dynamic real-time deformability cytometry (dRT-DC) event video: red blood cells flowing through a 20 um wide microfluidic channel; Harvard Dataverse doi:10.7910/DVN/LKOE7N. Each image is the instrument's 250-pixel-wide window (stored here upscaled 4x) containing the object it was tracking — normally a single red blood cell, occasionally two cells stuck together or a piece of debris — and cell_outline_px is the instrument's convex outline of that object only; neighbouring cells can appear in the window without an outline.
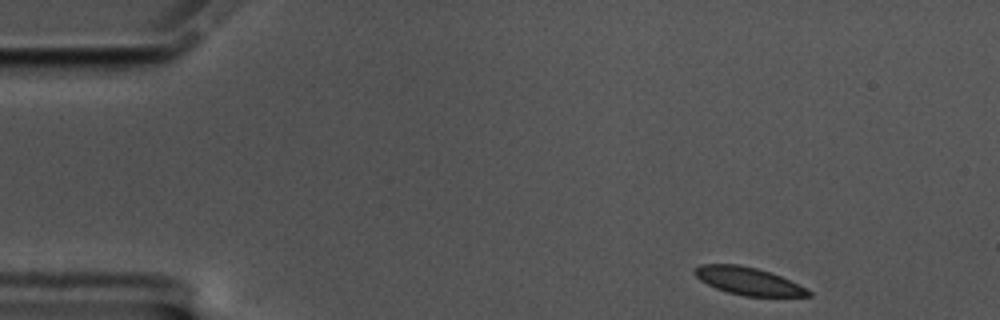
{"species": "common noctule bat (a hibernating species)", "species_latin": "Nyctalus noctula", "temperature_condition": "cold", "stored_images_in_passage": 54, "camera_frame_rate_fps": 3000, "um_per_image_px": 0.085, "animal": {"sex": "male", "body_mass_g": 17.5, "forearm_length_mm": 52.3}, "frame": {"image": 1, "passage_image": 1, "time_ms": 0.0, "image_size_px": [1000, 320], "cell_outline_px": [[812, 296], [744, 296], [728, 292], [716, 288], [700, 280], [692, 272], [692, 268], [700, 264], [740, 264], [756, 268], [780, 276], [812, 292]], "centroid_in_image_um": [63.53, 23.88], "position_along_channel_um": 21.5, "area_um2": 18.09}}
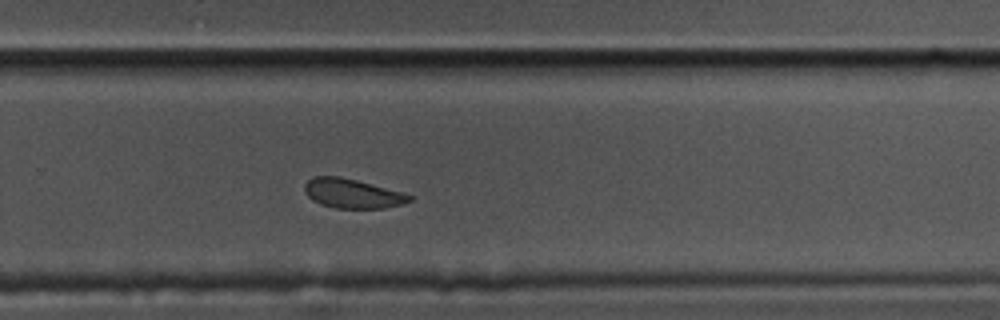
{"frame": {"image": 2, "passage_image": 34, "time_ms": 11.0, "image_size_px": [1000, 320], "cell_outline_px": [[412, 200], [404, 204], [384, 208], [336, 208], [320, 204], [312, 200], [304, 192], [304, 184], [312, 176], [340, 176], [356, 180], [400, 192], [412, 196]], "centroid_in_image_um": [29.9, 16.45], "position_along_channel_um": 299.9, "area_um2": 17.86}}
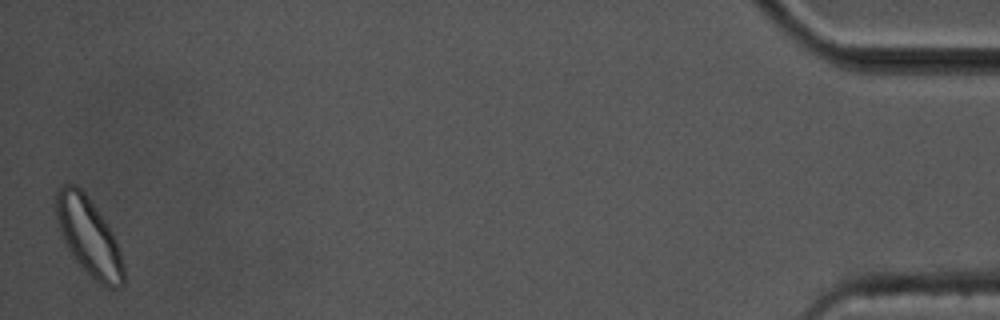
{"frame": {"image": 3, "passage_image": 54, "time_ms": 17.667, "image_size_px": [1000, 320], "cell_outline_px": [[124, 284], [116, 288], [108, 288], [100, 284], [72, 256], [64, 244], [56, 216], [56, 192], [64, 184], [76, 184], [88, 196], [108, 224], [116, 240], [124, 264]], "centroid_in_image_um": [7.56, 20.1], "position_along_channel_um": 427.6, "area_um2": 30.46}, "authors_computed_cell_mechanics": {"area_um2": 19.5075, "velocity_mm_per_s": 3.2871, "shape_relaxation_time_tau1_ms": 5.1819, "shape_relaxation_time_tau2_ms": null, "deformation_change_tau1": 0.1124, "deformation_change_tau2": null}}